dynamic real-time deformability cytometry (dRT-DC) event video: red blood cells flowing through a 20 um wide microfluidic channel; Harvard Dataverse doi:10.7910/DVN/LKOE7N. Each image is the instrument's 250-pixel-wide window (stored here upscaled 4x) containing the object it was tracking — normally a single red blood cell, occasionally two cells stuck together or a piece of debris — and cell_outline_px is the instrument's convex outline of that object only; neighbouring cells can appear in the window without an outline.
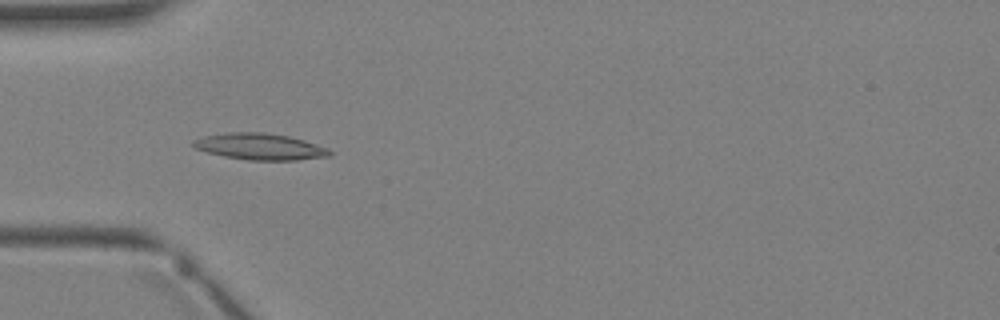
{"species": "Egyptian fruit bat (a non-hibernating species)", "species_latin": "Rousettus aegyptiacus", "temperature_condition": "warm", "stored_images_in_passage": 3, "camera_frame_rate_fps": 3000, "um_per_image_px": 0.085, "animal": {"sex": "female"}, "frame": {"image": 1, "passage_image": 3, "time_ms": 2.333, "image_size_px": [1000, 320], "cell_outline_px": [[332, 156], [296, 160], [248, 160], [224, 156], [208, 152], [196, 148], [192, 144], [192, 140], [204, 136], [228, 132], [264, 132], [288, 136], [304, 140], [328, 148], [332, 152]], "centroid_in_image_um": [22.12, 12.46], "position_along_channel_um": 62.9, "area_um2": 20.98}}